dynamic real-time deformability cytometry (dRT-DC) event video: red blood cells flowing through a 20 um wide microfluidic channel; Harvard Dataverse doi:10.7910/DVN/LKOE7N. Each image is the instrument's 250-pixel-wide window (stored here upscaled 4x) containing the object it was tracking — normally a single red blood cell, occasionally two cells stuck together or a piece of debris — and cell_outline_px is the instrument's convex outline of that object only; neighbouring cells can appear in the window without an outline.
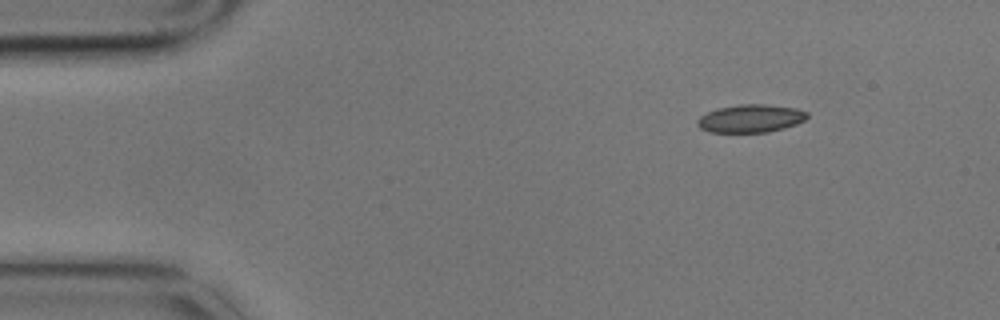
{"species": "common noctule bat (a hibernating species)", "species_latin": "Nyctalus noctula", "temperature_condition": "cold", "stored_images_in_passage": 2, "camera_frame_rate_fps": 3000, "um_per_image_px": 0.085, "animal": {"sex": "male", "body_mass_g": 17.9}, "frame": {"image": 1, "passage_image": 2, "time_ms": 0.333, "image_size_px": [1000, 320], "cell_outline_px": [[808, 116], [804, 120], [796, 124], [784, 128], [768, 132], [708, 132], [700, 128], [696, 124], [696, 120], [700, 116], [716, 108], [740, 104], [764, 104], [796, 108], [808, 112]], "centroid_in_image_um": [63.78, 10.07], "position_along_channel_um": 21.2, "area_um2": 17.98}}